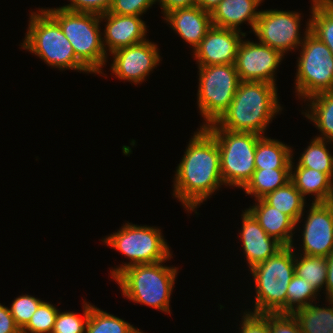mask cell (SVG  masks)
Masks as SVG:
<instances>
[{
	"mask_svg": "<svg viewBox=\"0 0 333 333\" xmlns=\"http://www.w3.org/2000/svg\"><path fill=\"white\" fill-rule=\"evenodd\" d=\"M178 164L173 196L188 211H195L203 201L224 185L220 170V152L216 139L205 129L194 133Z\"/></svg>",
	"mask_w": 333,
	"mask_h": 333,
	"instance_id": "cell-1",
	"label": "cell"
},
{
	"mask_svg": "<svg viewBox=\"0 0 333 333\" xmlns=\"http://www.w3.org/2000/svg\"><path fill=\"white\" fill-rule=\"evenodd\" d=\"M277 87L262 81H240L227 111L205 129L250 132L264 136L274 115L279 113Z\"/></svg>",
	"mask_w": 333,
	"mask_h": 333,
	"instance_id": "cell-2",
	"label": "cell"
},
{
	"mask_svg": "<svg viewBox=\"0 0 333 333\" xmlns=\"http://www.w3.org/2000/svg\"><path fill=\"white\" fill-rule=\"evenodd\" d=\"M166 261L133 265L120 272L114 279L123 296L170 314V296L178 268L164 266Z\"/></svg>",
	"mask_w": 333,
	"mask_h": 333,
	"instance_id": "cell-3",
	"label": "cell"
},
{
	"mask_svg": "<svg viewBox=\"0 0 333 333\" xmlns=\"http://www.w3.org/2000/svg\"><path fill=\"white\" fill-rule=\"evenodd\" d=\"M294 245L284 246L250 269L255 288V308L252 313H287V288L295 275Z\"/></svg>",
	"mask_w": 333,
	"mask_h": 333,
	"instance_id": "cell-4",
	"label": "cell"
},
{
	"mask_svg": "<svg viewBox=\"0 0 333 333\" xmlns=\"http://www.w3.org/2000/svg\"><path fill=\"white\" fill-rule=\"evenodd\" d=\"M60 26L70 41L76 58L90 71L101 74L107 53L99 27V15L71 12L59 8L44 9Z\"/></svg>",
	"mask_w": 333,
	"mask_h": 333,
	"instance_id": "cell-5",
	"label": "cell"
},
{
	"mask_svg": "<svg viewBox=\"0 0 333 333\" xmlns=\"http://www.w3.org/2000/svg\"><path fill=\"white\" fill-rule=\"evenodd\" d=\"M39 12L31 13L28 31L21 47L59 70L68 68L89 73L76 58L73 47L59 24L44 9H39Z\"/></svg>",
	"mask_w": 333,
	"mask_h": 333,
	"instance_id": "cell-6",
	"label": "cell"
},
{
	"mask_svg": "<svg viewBox=\"0 0 333 333\" xmlns=\"http://www.w3.org/2000/svg\"><path fill=\"white\" fill-rule=\"evenodd\" d=\"M160 231L157 227L126 223L118 232L102 240L130 259L129 263L110 271L113 279L130 266L156 263L171 258L169 246Z\"/></svg>",
	"mask_w": 333,
	"mask_h": 333,
	"instance_id": "cell-7",
	"label": "cell"
},
{
	"mask_svg": "<svg viewBox=\"0 0 333 333\" xmlns=\"http://www.w3.org/2000/svg\"><path fill=\"white\" fill-rule=\"evenodd\" d=\"M217 141L220 152V170L225 185L243 188L255 169V150L262 137L250 132L224 129H206Z\"/></svg>",
	"mask_w": 333,
	"mask_h": 333,
	"instance_id": "cell-8",
	"label": "cell"
},
{
	"mask_svg": "<svg viewBox=\"0 0 333 333\" xmlns=\"http://www.w3.org/2000/svg\"><path fill=\"white\" fill-rule=\"evenodd\" d=\"M306 26L295 80L297 95L303 99L320 92L333 91L332 52L310 31V19Z\"/></svg>",
	"mask_w": 333,
	"mask_h": 333,
	"instance_id": "cell-9",
	"label": "cell"
},
{
	"mask_svg": "<svg viewBox=\"0 0 333 333\" xmlns=\"http://www.w3.org/2000/svg\"><path fill=\"white\" fill-rule=\"evenodd\" d=\"M199 67L198 107L206 123L205 128L216 123L227 111L240 78L235 64H217Z\"/></svg>",
	"mask_w": 333,
	"mask_h": 333,
	"instance_id": "cell-10",
	"label": "cell"
},
{
	"mask_svg": "<svg viewBox=\"0 0 333 333\" xmlns=\"http://www.w3.org/2000/svg\"><path fill=\"white\" fill-rule=\"evenodd\" d=\"M300 15L295 11L261 10L253 32L261 44L284 55L303 43L299 33Z\"/></svg>",
	"mask_w": 333,
	"mask_h": 333,
	"instance_id": "cell-11",
	"label": "cell"
},
{
	"mask_svg": "<svg viewBox=\"0 0 333 333\" xmlns=\"http://www.w3.org/2000/svg\"><path fill=\"white\" fill-rule=\"evenodd\" d=\"M284 55L267 45L241 40L235 61L240 81L275 84V71Z\"/></svg>",
	"mask_w": 333,
	"mask_h": 333,
	"instance_id": "cell-12",
	"label": "cell"
},
{
	"mask_svg": "<svg viewBox=\"0 0 333 333\" xmlns=\"http://www.w3.org/2000/svg\"><path fill=\"white\" fill-rule=\"evenodd\" d=\"M158 49L155 43L146 39L114 51L111 53L114 56L112 73L118 79L141 83L161 60Z\"/></svg>",
	"mask_w": 333,
	"mask_h": 333,
	"instance_id": "cell-13",
	"label": "cell"
},
{
	"mask_svg": "<svg viewBox=\"0 0 333 333\" xmlns=\"http://www.w3.org/2000/svg\"><path fill=\"white\" fill-rule=\"evenodd\" d=\"M307 214L302 233V253L328 257L333 251V201L312 202Z\"/></svg>",
	"mask_w": 333,
	"mask_h": 333,
	"instance_id": "cell-14",
	"label": "cell"
},
{
	"mask_svg": "<svg viewBox=\"0 0 333 333\" xmlns=\"http://www.w3.org/2000/svg\"><path fill=\"white\" fill-rule=\"evenodd\" d=\"M246 34L234 29L212 26L194 49L198 66L234 64L239 44Z\"/></svg>",
	"mask_w": 333,
	"mask_h": 333,
	"instance_id": "cell-15",
	"label": "cell"
},
{
	"mask_svg": "<svg viewBox=\"0 0 333 333\" xmlns=\"http://www.w3.org/2000/svg\"><path fill=\"white\" fill-rule=\"evenodd\" d=\"M100 19L107 21L103 45L105 51L109 50L110 54L118 49L146 40L147 26L140 19V16L117 15L107 12L100 15Z\"/></svg>",
	"mask_w": 333,
	"mask_h": 333,
	"instance_id": "cell-16",
	"label": "cell"
},
{
	"mask_svg": "<svg viewBox=\"0 0 333 333\" xmlns=\"http://www.w3.org/2000/svg\"><path fill=\"white\" fill-rule=\"evenodd\" d=\"M242 216L240 239L248 261L249 268L274 256L284 246L275 238L270 237L259 225L255 217L246 209Z\"/></svg>",
	"mask_w": 333,
	"mask_h": 333,
	"instance_id": "cell-17",
	"label": "cell"
},
{
	"mask_svg": "<svg viewBox=\"0 0 333 333\" xmlns=\"http://www.w3.org/2000/svg\"><path fill=\"white\" fill-rule=\"evenodd\" d=\"M164 18L185 42L192 45L193 50L213 26L211 13L198 6L170 11Z\"/></svg>",
	"mask_w": 333,
	"mask_h": 333,
	"instance_id": "cell-18",
	"label": "cell"
},
{
	"mask_svg": "<svg viewBox=\"0 0 333 333\" xmlns=\"http://www.w3.org/2000/svg\"><path fill=\"white\" fill-rule=\"evenodd\" d=\"M262 0H221L211 13L212 24L241 31L239 25L247 21L254 31L261 11H256Z\"/></svg>",
	"mask_w": 333,
	"mask_h": 333,
	"instance_id": "cell-19",
	"label": "cell"
},
{
	"mask_svg": "<svg viewBox=\"0 0 333 333\" xmlns=\"http://www.w3.org/2000/svg\"><path fill=\"white\" fill-rule=\"evenodd\" d=\"M256 201L257 205L250 206L247 210L270 237L275 238L283 246H292L296 223L288 215L270 206L263 199Z\"/></svg>",
	"mask_w": 333,
	"mask_h": 333,
	"instance_id": "cell-20",
	"label": "cell"
},
{
	"mask_svg": "<svg viewBox=\"0 0 333 333\" xmlns=\"http://www.w3.org/2000/svg\"><path fill=\"white\" fill-rule=\"evenodd\" d=\"M291 161L290 180L296 189L305 198L306 195H313V203H327L333 201V179L326 173L305 167H294ZM295 169L294 171H292Z\"/></svg>",
	"mask_w": 333,
	"mask_h": 333,
	"instance_id": "cell-21",
	"label": "cell"
},
{
	"mask_svg": "<svg viewBox=\"0 0 333 333\" xmlns=\"http://www.w3.org/2000/svg\"><path fill=\"white\" fill-rule=\"evenodd\" d=\"M292 152L287 144L262 136L256 145L255 169H291Z\"/></svg>",
	"mask_w": 333,
	"mask_h": 333,
	"instance_id": "cell-22",
	"label": "cell"
},
{
	"mask_svg": "<svg viewBox=\"0 0 333 333\" xmlns=\"http://www.w3.org/2000/svg\"><path fill=\"white\" fill-rule=\"evenodd\" d=\"M307 99L311 102L310 111L308 109L304 115L313 121L322 133L315 137L333 142V91L320 92Z\"/></svg>",
	"mask_w": 333,
	"mask_h": 333,
	"instance_id": "cell-23",
	"label": "cell"
},
{
	"mask_svg": "<svg viewBox=\"0 0 333 333\" xmlns=\"http://www.w3.org/2000/svg\"><path fill=\"white\" fill-rule=\"evenodd\" d=\"M328 302L329 307H319L311 303L307 307L294 310L292 314L302 333L333 332V300L328 299Z\"/></svg>",
	"mask_w": 333,
	"mask_h": 333,
	"instance_id": "cell-24",
	"label": "cell"
},
{
	"mask_svg": "<svg viewBox=\"0 0 333 333\" xmlns=\"http://www.w3.org/2000/svg\"><path fill=\"white\" fill-rule=\"evenodd\" d=\"M262 199L270 206L288 215L296 223V226L304 215L305 198L291 180L284 186L268 193Z\"/></svg>",
	"mask_w": 333,
	"mask_h": 333,
	"instance_id": "cell-25",
	"label": "cell"
},
{
	"mask_svg": "<svg viewBox=\"0 0 333 333\" xmlns=\"http://www.w3.org/2000/svg\"><path fill=\"white\" fill-rule=\"evenodd\" d=\"M291 169H256L243 188L248 195L262 199L290 181Z\"/></svg>",
	"mask_w": 333,
	"mask_h": 333,
	"instance_id": "cell-26",
	"label": "cell"
},
{
	"mask_svg": "<svg viewBox=\"0 0 333 333\" xmlns=\"http://www.w3.org/2000/svg\"><path fill=\"white\" fill-rule=\"evenodd\" d=\"M311 1L310 31L327 45L333 56V1Z\"/></svg>",
	"mask_w": 333,
	"mask_h": 333,
	"instance_id": "cell-27",
	"label": "cell"
},
{
	"mask_svg": "<svg viewBox=\"0 0 333 333\" xmlns=\"http://www.w3.org/2000/svg\"><path fill=\"white\" fill-rule=\"evenodd\" d=\"M327 142L333 143L314 137L300 156L296 167L315 169L328 174L333 179V155L326 147Z\"/></svg>",
	"mask_w": 333,
	"mask_h": 333,
	"instance_id": "cell-28",
	"label": "cell"
},
{
	"mask_svg": "<svg viewBox=\"0 0 333 333\" xmlns=\"http://www.w3.org/2000/svg\"><path fill=\"white\" fill-rule=\"evenodd\" d=\"M295 274L310 283L319 292L326 285L327 257L300 255L295 256ZM324 285V286H323Z\"/></svg>",
	"mask_w": 333,
	"mask_h": 333,
	"instance_id": "cell-29",
	"label": "cell"
},
{
	"mask_svg": "<svg viewBox=\"0 0 333 333\" xmlns=\"http://www.w3.org/2000/svg\"><path fill=\"white\" fill-rule=\"evenodd\" d=\"M135 329L128 322L90 304L85 333H133Z\"/></svg>",
	"mask_w": 333,
	"mask_h": 333,
	"instance_id": "cell-30",
	"label": "cell"
},
{
	"mask_svg": "<svg viewBox=\"0 0 333 333\" xmlns=\"http://www.w3.org/2000/svg\"><path fill=\"white\" fill-rule=\"evenodd\" d=\"M317 294L310 283L295 274L287 288V313L292 314L294 310L307 307L311 300H316Z\"/></svg>",
	"mask_w": 333,
	"mask_h": 333,
	"instance_id": "cell-31",
	"label": "cell"
},
{
	"mask_svg": "<svg viewBox=\"0 0 333 333\" xmlns=\"http://www.w3.org/2000/svg\"><path fill=\"white\" fill-rule=\"evenodd\" d=\"M58 309L53 304L43 301L33 313L22 333H51L56 321Z\"/></svg>",
	"mask_w": 333,
	"mask_h": 333,
	"instance_id": "cell-32",
	"label": "cell"
},
{
	"mask_svg": "<svg viewBox=\"0 0 333 333\" xmlns=\"http://www.w3.org/2000/svg\"><path fill=\"white\" fill-rule=\"evenodd\" d=\"M84 316L76 312H59L51 333H85V326L90 314V304L85 302L83 306ZM84 317V318H83Z\"/></svg>",
	"mask_w": 333,
	"mask_h": 333,
	"instance_id": "cell-33",
	"label": "cell"
},
{
	"mask_svg": "<svg viewBox=\"0 0 333 333\" xmlns=\"http://www.w3.org/2000/svg\"><path fill=\"white\" fill-rule=\"evenodd\" d=\"M42 302L43 300L27 294H22V296L20 295L15 298L11 308L9 309L20 330H22L29 323L33 313Z\"/></svg>",
	"mask_w": 333,
	"mask_h": 333,
	"instance_id": "cell-34",
	"label": "cell"
},
{
	"mask_svg": "<svg viewBox=\"0 0 333 333\" xmlns=\"http://www.w3.org/2000/svg\"><path fill=\"white\" fill-rule=\"evenodd\" d=\"M158 0H113L109 10L117 15L141 16Z\"/></svg>",
	"mask_w": 333,
	"mask_h": 333,
	"instance_id": "cell-35",
	"label": "cell"
},
{
	"mask_svg": "<svg viewBox=\"0 0 333 333\" xmlns=\"http://www.w3.org/2000/svg\"><path fill=\"white\" fill-rule=\"evenodd\" d=\"M271 333H302L297 319L291 313H267Z\"/></svg>",
	"mask_w": 333,
	"mask_h": 333,
	"instance_id": "cell-36",
	"label": "cell"
},
{
	"mask_svg": "<svg viewBox=\"0 0 333 333\" xmlns=\"http://www.w3.org/2000/svg\"><path fill=\"white\" fill-rule=\"evenodd\" d=\"M71 3L62 6L63 9L71 12L91 13L103 15L109 12L113 0H70Z\"/></svg>",
	"mask_w": 333,
	"mask_h": 333,
	"instance_id": "cell-37",
	"label": "cell"
},
{
	"mask_svg": "<svg viewBox=\"0 0 333 333\" xmlns=\"http://www.w3.org/2000/svg\"><path fill=\"white\" fill-rule=\"evenodd\" d=\"M240 333H271L266 314L244 312Z\"/></svg>",
	"mask_w": 333,
	"mask_h": 333,
	"instance_id": "cell-38",
	"label": "cell"
},
{
	"mask_svg": "<svg viewBox=\"0 0 333 333\" xmlns=\"http://www.w3.org/2000/svg\"><path fill=\"white\" fill-rule=\"evenodd\" d=\"M0 333H22L15 323L10 309L0 303Z\"/></svg>",
	"mask_w": 333,
	"mask_h": 333,
	"instance_id": "cell-39",
	"label": "cell"
},
{
	"mask_svg": "<svg viewBox=\"0 0 333 333\" xmlns=\"http://www.w3.org/2000/svg\"><path fill=\"white\" fill-rule=\"evenodd\" d=\"M164 15L170 11L196 6V0H158Z\"/></svg>",
	"mask_w": 333,
	"mask_h": 333,
	"instance_id": "cell-40",
	"label": "cell"
},
{
	"mask_svg": "<svg viewBox=\"0 0 333 333\" xmlns=\"http://www.w3.org/2000/svg\"><path fill=\"white\" fill-rule=\"evenodd\" d=\"M326 290V300H333V251L327 257V280L325 285Z\"/></svg>",
	"mask_w": 333,
	"mask_h": 333,
	"instance_id": "cell-41",
	"label": "cell"
},
{
	"mask_svg": "<svg viewBox=\"0 0 333 333\" xmlns=\"http://www.w3.org/2000/svg\"><path fill=\"white\" fill-rule=\"evenodd\" d=\"M221 0H196V6L208 13H212Z\"/></svg>",
	"mask_w": 333,
	"mask_h": 333,
	"instance_id": "cell-42",
	"label": "cell"
},
{
	"mask_svg": "<svg viewBox=\"0 0 333 333\" xmlns=\"http://www.w3.org/2000/svg\"><path fill=\"white\" fill-rule=\"evenodd\" d=\"M133 333H143V332L141 330H139L138 328H136Z\"/></svg>",
	"mask_w": 333,
	"mask_h": 333,
	"instance_id": "cell-43",
	"label": "cell"
}]
</instances>
